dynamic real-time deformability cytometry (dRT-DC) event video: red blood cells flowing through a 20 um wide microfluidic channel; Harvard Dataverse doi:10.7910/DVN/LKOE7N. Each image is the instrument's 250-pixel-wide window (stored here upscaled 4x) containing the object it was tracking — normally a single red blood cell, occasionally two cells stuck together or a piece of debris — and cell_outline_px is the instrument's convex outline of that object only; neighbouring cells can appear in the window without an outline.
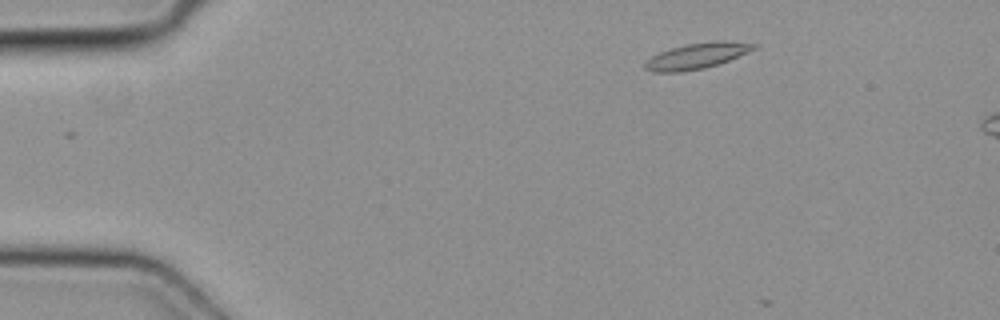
{"species": "common noctule bat (a hibernating species)", "species_latin": "Nyctalus noctula", "temperature_condition": "cold", "stored_images_in_passage": 6, "camera_frame_rate_fps": 3000, "um_per_image_px": 0.085, "animal": {"sex": "female", "body_mass_g": 19.3, "forearm_length_mm": 54.1}, "frame": {"image": 1, "passage_image": 1, "time_ms": 0.0, "image_size_px": [1000, 320], "cell_outline_px": [[756, 48], [748, 52], [728, 60], [704, 68], [680, 72], [652, 72], [644, 68], [644, 64], [652, 56], [660, 52], [684, 44], [716, 40], [724, 40], [756, 44]], "centroid_in_image_um": [59.22, 4.74], "position_along_channel_um": 25.8, "area_um2": 16.18}}